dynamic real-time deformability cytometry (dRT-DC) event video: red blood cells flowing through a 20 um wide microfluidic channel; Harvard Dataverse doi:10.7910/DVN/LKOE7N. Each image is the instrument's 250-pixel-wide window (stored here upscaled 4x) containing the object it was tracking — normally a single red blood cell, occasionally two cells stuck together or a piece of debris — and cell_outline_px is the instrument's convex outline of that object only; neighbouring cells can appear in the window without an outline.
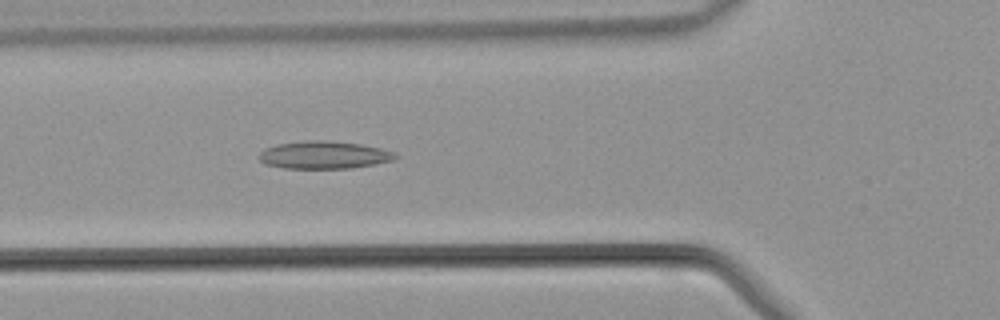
{"species": "common noctule bat (a hibernating species)", "species_latin": "Nyctalus noctula", "temperature_condition": "warm", "stored_images_in_passage": 35, "camera_frame_rate_fps": 3000, "um_per_image_px": 0.085, "animal": {"sex": "male", "body_mass_g": 21.5, "forearm_length_mm": 52.0}, "frame": {"image": 1, "passage_image": 7, "time_ms": 2.0, "image_size_px": [1000, 320], "cell_outline_px": [[400, 156], [392, 160], [352, 168], [284, 168], [264, 164], [260, 160], [260, 152], [264, 148], [276, 144], [304, 140], [324, 140], [360, 144], [380, 148], [396, 152]], "centroid_in_image_um": [27.52, 13.16], "position_along_channel_um": 98.3, "area_um2": 21.96}}
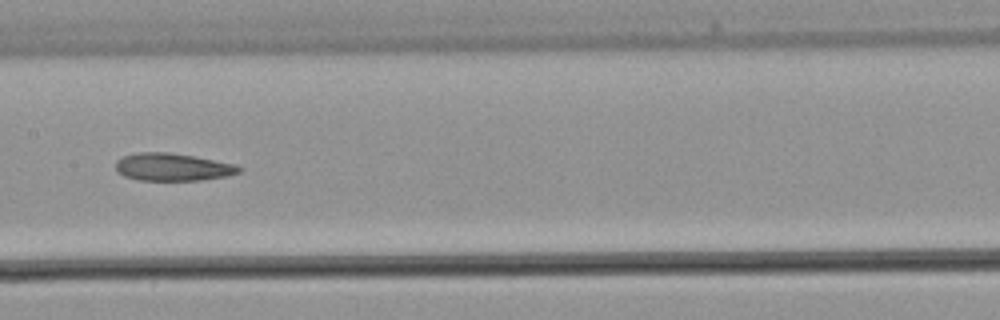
{"frame": {"image": 2, "passage_image": 13, "time_ms": 4.0, "image_size_px": [1000, 320], "cell_outline_px": [[244, 168], [240, 172], [228, 176], [204, 180], [140, 180], [124, 176], [116, 172], [116, 160], [124, 156], [136, 152], [168, 152], [196, 156], [236, 164]], "centroid_in_image_um": [14.71, 14.19], "position_along_channel_um": 192.7, "area_um2": 20.11}}
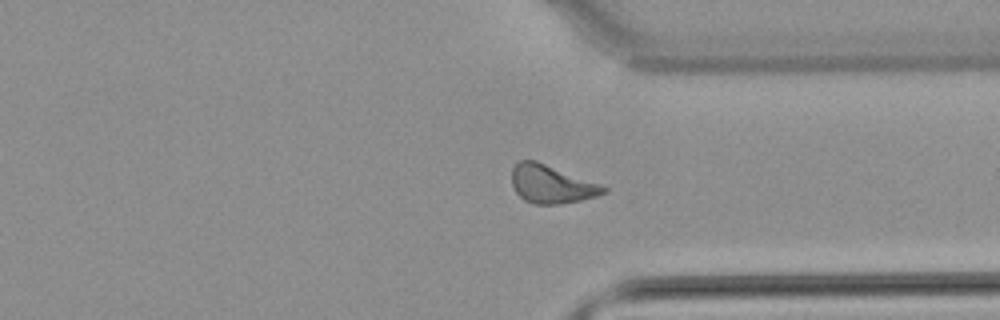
{"frame": {"image": 3, "passage_image": 24, "time_ms": 7.667, "image_size_px": [1000, 320], "cell_outline_px": [[608, 192], [596, 196], [580, 200], [560, 204], [532, 204], [524, 200], [516, 192], [512, 184], [512, 168], [520, 160], [536, 160], [600, 184], [608, 188]], "centroid_in_image_um": [46.86, 15.66], "position_along_channel_um": 364.5, "area_um2": 20.35}}